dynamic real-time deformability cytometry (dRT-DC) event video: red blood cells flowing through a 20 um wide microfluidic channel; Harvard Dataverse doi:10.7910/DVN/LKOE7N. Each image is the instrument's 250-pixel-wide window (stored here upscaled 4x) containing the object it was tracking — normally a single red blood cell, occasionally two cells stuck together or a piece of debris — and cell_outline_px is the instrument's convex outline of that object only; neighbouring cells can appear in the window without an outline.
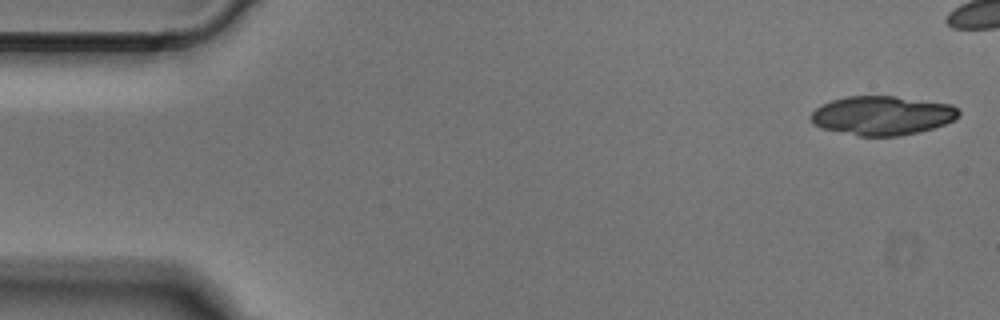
{"species": "Egyptian fruit bat (a non-hibernating species)", "species_latin": "Rousettus aegyptiacus", "temperature_condition": "cold", "stored_images_in_passage": 40, "camera_frame_rate_fps": 3000, "um_per_image_px": 0.085, "animal": {"sex": "male"}, "frame": {"image": 1, "passage_image": 1, "time_ms": 0.0, "image_size_px": [1000, 320], "cell_outline_px": [[960, 116], [956, 120], [920, 132], [900, 136], [856, 136], [820, 128], [812, 124], [808, 116], [816, 108], [832, 100], [848, 96], [896, 96], [952, 104], [960, 112]], "centroid_in_image_um": [74.98, 9.83], "position_along_channel_um": 10.0, "area_um2": 34.04}}
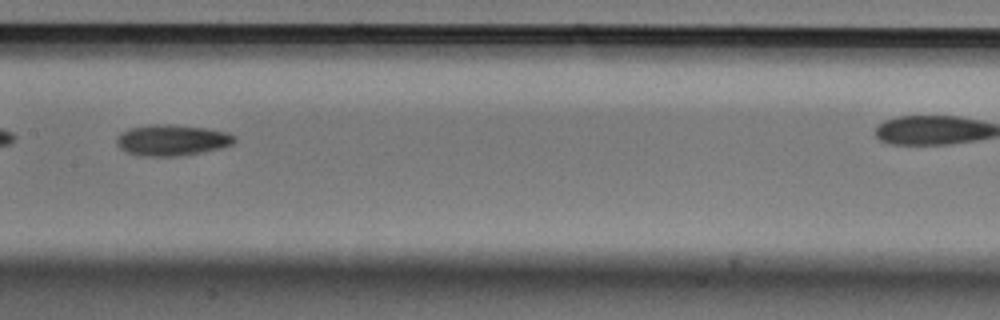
{"frame": {"image": 2, "passage_image": 24, "time_ms": 7.667, "image_size_px": [1000, 320], "cell_outline_px": [[236, 140], [232, 144], [220, 148], [180, 156], [140, 156], [124, 152], [116, 144], [116, 140], [120, 132], [128, 128], [152, 124], [168, 124], [204, 128], [228, 132], [236, 136]], "centroid_in_image_um": [14.57, 11.91], "position_along_channel_um": 192.8, "area_um2": 21.44}}
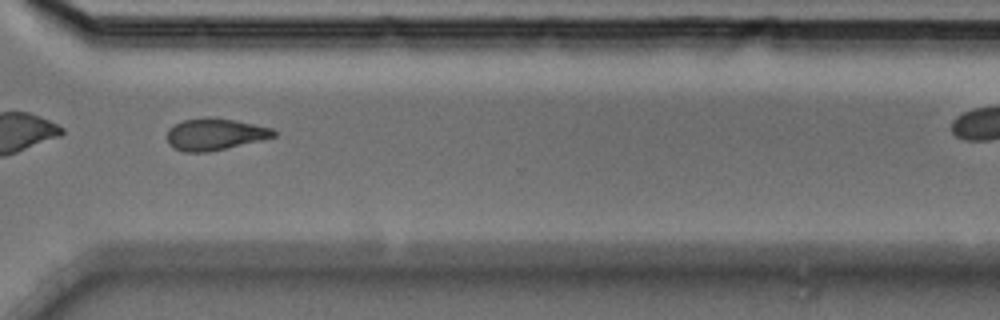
{"frame": {"image": 3, "passage_image": 36, "time_ms": 11.667, "image_size_px": [1000, 320], "cell_outline_px": [[276, 136], [260, 140], [208, 152], [184, 152], [172, 148], [168, 144], [168, 128], [184, 120], [208, 116], [232, 120], [272, 128], [276, 132]], "centroid_in_image_um": [18.22, 11.41], "position_along_channel_um": 352.4, "area_um2": 19.54}}